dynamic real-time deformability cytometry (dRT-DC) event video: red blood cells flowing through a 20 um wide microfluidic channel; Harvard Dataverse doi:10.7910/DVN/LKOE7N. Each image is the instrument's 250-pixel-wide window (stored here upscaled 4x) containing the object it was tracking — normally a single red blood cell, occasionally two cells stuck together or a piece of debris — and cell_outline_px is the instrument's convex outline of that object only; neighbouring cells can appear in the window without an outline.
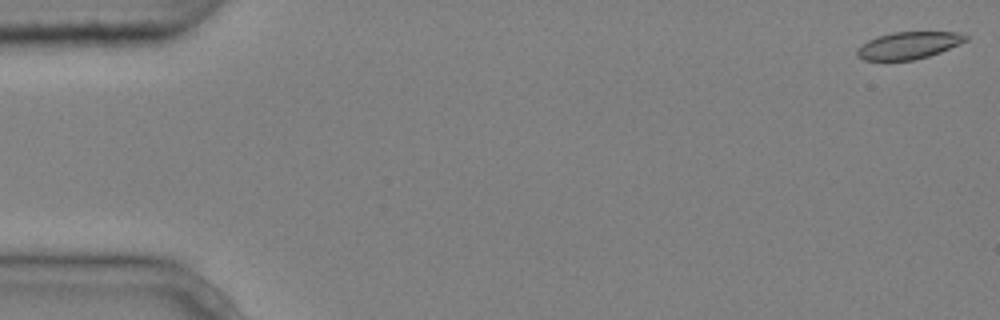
{"species": "common noctule bat (a hibernating species)", "species_latin": "Nyctalus noctula", "temperature_condition": "cold", "stored_images_in_passage": 4, "camera_frame_rate_fps": 3000, "um_per_image_px": 0.085, "animal": {"sex": "male", "body_mass_g": 20.4}, "frame": {"image": 1, "passage_image": 1, "time_ms": 0.0, "image_size_px": [1000, 320], "cell_outline_px": [[968, 40], [940, 52], [928, 56], [912, 60], [864, 60], [856, 56], [856, 52], [868, 40], [876, 36], [892, 32], [960, 32], [968, 36]], "centroid_in_image_um": [77.24, 3.85], "position_along_channel_um": 7.8, "area_um2": 17.05}}